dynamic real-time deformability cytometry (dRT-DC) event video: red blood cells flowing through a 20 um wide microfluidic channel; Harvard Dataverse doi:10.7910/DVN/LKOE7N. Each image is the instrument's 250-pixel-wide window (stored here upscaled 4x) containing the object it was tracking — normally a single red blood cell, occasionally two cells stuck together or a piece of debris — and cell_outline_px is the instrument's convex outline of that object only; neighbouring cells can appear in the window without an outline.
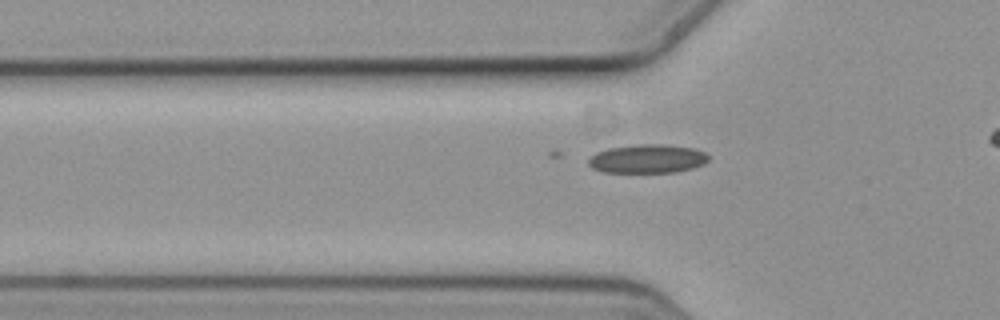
{"species": "common noctule bat (a hibernating species)", "species_latin": "Nyctalus noctula", "temperature_condition": "cold", "stored_images_in_passage": 4, "camera_frame_rate_fps": 3000, "um_per_image_px": 0.085, "animal": {"sex": "female", "body_mass_g": 19.3, "forearm_length_mm": 54.1}, "frame": {"image": 1, "passage_image": 4, "time_ms": 1.0, "image_size_px": [1000, 320], "cell_outline_px": [[708, 160], [704, 164], [692, 168], [676, 172], [604, 172], [592, 168], [588, 164], [588, 160], [596, 152], [608, 148], [640, 144], [664, 144], [692, 148], [704, 152], [708, 156]], "centroid_in_image_um": [55.02, 13.49], "position_along_channel_um": 70.8, "area_um2": 20.0}}